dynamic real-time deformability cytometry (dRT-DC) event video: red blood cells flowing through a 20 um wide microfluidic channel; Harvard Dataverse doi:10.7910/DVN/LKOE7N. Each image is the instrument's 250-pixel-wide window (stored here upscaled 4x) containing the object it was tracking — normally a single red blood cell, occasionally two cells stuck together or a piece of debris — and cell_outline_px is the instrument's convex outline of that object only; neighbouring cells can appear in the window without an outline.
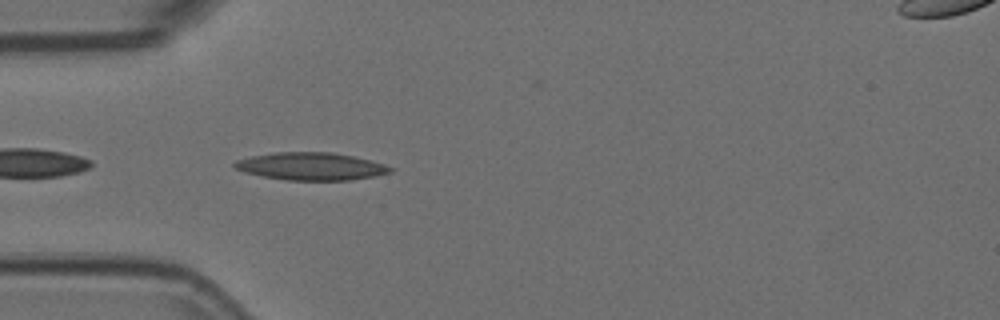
{"species": "Egyptian fruit bat (a non-hibernating species)", "species_latin": "Rousettus aegyptiacus", "temperature_condition": "room temperature", "stored_images_in_passage": 39, "camera_frame_rate_fps": 3000, "um_per_image_px": 0.085, "animal": {"sex": "female"}, "frame": {"image": 1, "passage_image": 2, "time_ms": 0.333, "image_size_px": [1000, 320], "cell_outline_px": [[396, 168], [392, 172], [376, 176], [352, 180], [284, 180], [260, 176], [244, 172], [236, 168], [232, 164], [236, 160], [252, 156], [276, 152], [332, 152], [352, 156], [384, 164]], "centroid_in_image_um": [26.45, 14.14], "position_along_channel_um": 58.6, "area_um2": 25.14}}
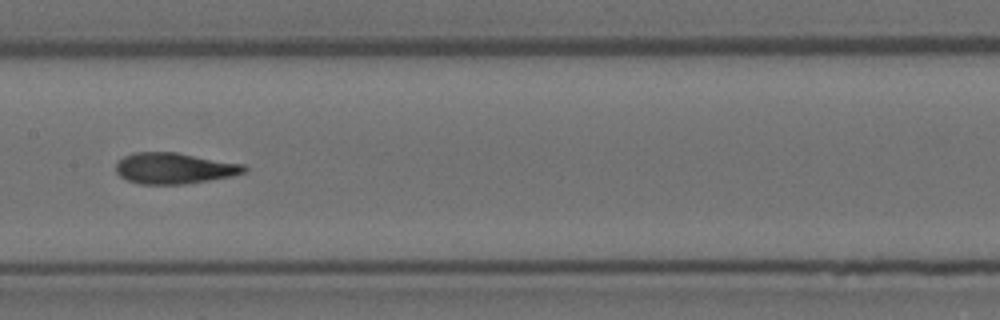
{"frame": {"image": 2, "passage_image": 13, "time_ms": 4.0, "image_size_px": [1000, 320], "cell_outline_px": [[248, 168], [244, 172], [232, 176], [184, 184], [140, 184], [128, 180], [120, 176], [116, 172], [116, 164], [124, 156], [132, 152], [176, 152], [244, 164]], "centroid_in_image_um": [14.8, 14.3], "position_along_channel_um": 192.6, "area_um2": 23.12}}
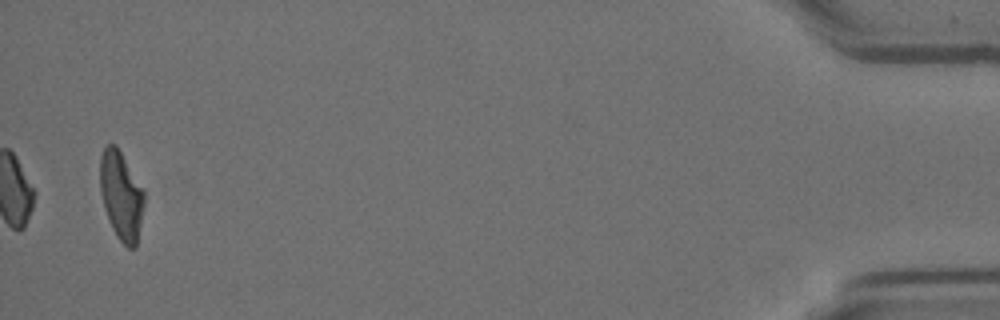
{"frame": {"image": 3, "passage_image": 39, "time_ms": 12.667, "image_size_px": [1000, 320], "cell_outline_px": [[144, 204], [136, 248], [128, 248], [116, 236], [112, 228], [104, 208], [100, 192], [100, 156], [104, 148], [108, 144], [116, 144], [144, 188]], "centroid_in_image_um": [10.31, 16.61], "position_along_channel_um": 424.9, "area_um2": 22.95}, "authors_computed_cell_mechanics": {"area_um2": 23.12, "velocity_mm_per_s": 3.7177, "shape_relaxation_time_tau1_ms": 6.0623, "shape_relaxation_time_tau2_ms": 2.0328, "deformation_change_tau1": 0.2019, "deformation_change_tau2": 0.094}}